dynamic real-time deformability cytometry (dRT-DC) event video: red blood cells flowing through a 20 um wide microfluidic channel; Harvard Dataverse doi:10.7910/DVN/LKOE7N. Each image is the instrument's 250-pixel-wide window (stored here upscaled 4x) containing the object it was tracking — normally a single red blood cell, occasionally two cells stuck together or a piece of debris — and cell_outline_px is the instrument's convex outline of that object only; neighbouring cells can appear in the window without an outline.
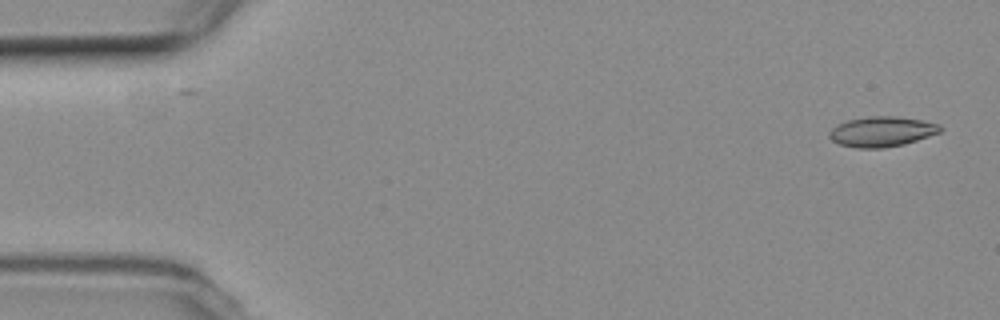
{"species": "common noctule bat (a hibernating species)", "species_latin": "Nyctalus noctula", "temperature_condition": "room temperature", "stored_images_in_passage": 3, "camera_frame_rate_fps": 3000, "um_per_image_px": 0.085, "animal": {"sex": "female", "body_mass_g": 19.3, "forearm_length_mm": 54.1}, "frame": {"image": 1, "passage_image": 1, "time_ms": 0.0, "image_size_px": [1000, 320], "cell_outline_px": [[940, 132], [904, 144], [884, 148], [856, 148], [840, 144], [832, 140], [828, 136], [828, 132], [836, 124], [848, 120], [868, 116], [896, 116], [920, 120], [940, 124]], "centroid_in_image_um": [74.9, 11.18], "position_along_channel_um": 10.1, "area_um2": 19.42}}